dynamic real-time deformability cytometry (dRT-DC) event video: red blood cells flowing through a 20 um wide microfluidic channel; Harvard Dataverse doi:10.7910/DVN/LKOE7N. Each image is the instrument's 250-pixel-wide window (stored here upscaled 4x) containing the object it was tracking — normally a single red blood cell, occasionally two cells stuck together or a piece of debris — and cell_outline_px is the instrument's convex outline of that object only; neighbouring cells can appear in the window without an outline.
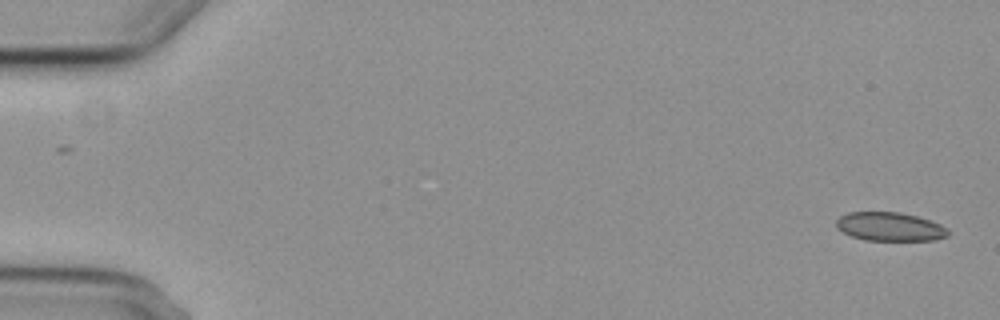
{"species": "common noctule bat (a hibernating species)", "species_latin": "Nyctalus noctula", "temperature_condition": "cold", "stored_images_in_passage": 7, "camera_frame_rate_fps": 3000, "um_per_image_px": 0.085, "animal": {"sex": "female", "body_mass_g": 29.2, "forearm_length_mm": 56.3}, "frame": {"image": 1, "passage_image": 1, "time_ms": 0.0, "image_size_px": [1000, 320], "cell_outline_px": [[948, 236], [936, 240], [864, 240], [852, 236], [836, 228], [836, 220], [840, 216], [848, 212], [900, 212], [932, 220], [948, 228]], "centroid_in_image_um": [75.65, 19.26], "position_along_channel_um": 9.3, "area_um2": 18.79}}
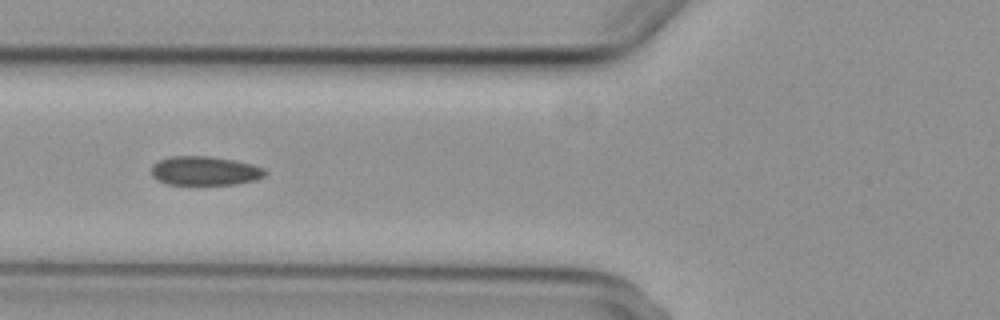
{"frame": {"image": 2, "passage_image": 6, "time_ms": 6.667, "image_size_px": [1000, 320], "cell_outline_px": [[268, 172], [264, 176], [256, 180], [236, 184], [164, 184], [156, 180], [152, 176], [152, 164], [160, 160], [172, 156], [208, 156], [232, 160], [252, 164], [264, 168]], "centroid_in_image_um": [17.41, 14.53], "position_along_channel_um": 108.4, "area_um2": 19.25}}
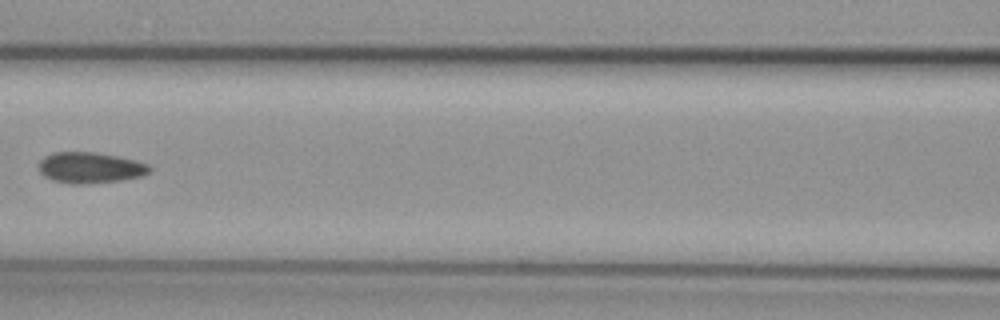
{"frame": {"image": 3, "passage_image": 7, "time_ms": 8.0, "image_size_px": [1000, 320], "cell_outline_px": [[152, 172], [144, 176], [124, 180], [88, 184], [72, 184], [52, 180], [44, 176], [36, 168], [36, 164], [44, 156], [52, 152], [96, 152], [120, 156], [136, 160], [148, 164], [152, 168]], "centroid_in_image_um": [7.67, 14.25], "position_along_channel_um": 158.9, "area_um2": 20.63}}